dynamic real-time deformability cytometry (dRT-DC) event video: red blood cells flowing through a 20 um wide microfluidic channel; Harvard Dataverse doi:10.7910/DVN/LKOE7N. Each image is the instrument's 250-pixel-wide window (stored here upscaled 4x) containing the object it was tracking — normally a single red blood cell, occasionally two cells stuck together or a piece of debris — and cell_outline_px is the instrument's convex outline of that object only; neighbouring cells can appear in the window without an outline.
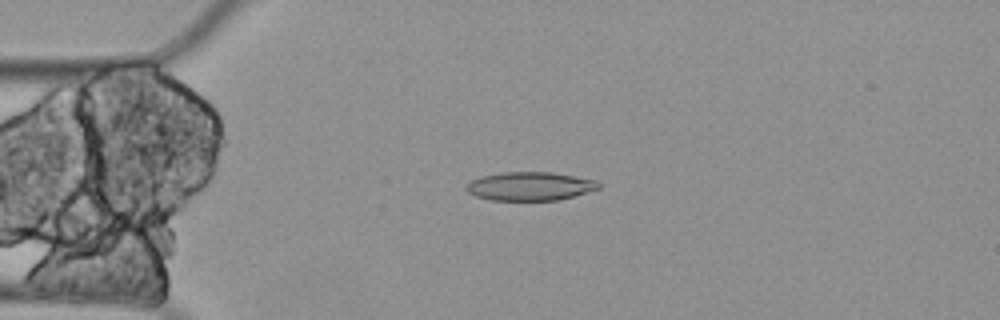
{"species": "Egyptian fruit bat (a non-hibernating species)", "species_latin": "Rousettus aegyptiacus", "temperature_condition": "cold", "stored_images_in_passage": 7, "camera_frame_rate_fps": 3000, "um_per_image_px": 0.085, "animal": {"sex": "female"}, "frame": {"image": 1, "passage_image": 4, "time_ms": 1.0, "image_size_px": [1000, 320], "cell_outline_px": [[600, 188], [560, 200], [492, 200], [476, 196], [468, 192], [464, 188], [472, 180], [484, 176], [500, 172], [552, 172], [596, 180], [600, 184]], "centroid_in_image_um": [45.06, 15.83], "position_along_channel_um": 39.9, "area_um2": 21.91}}
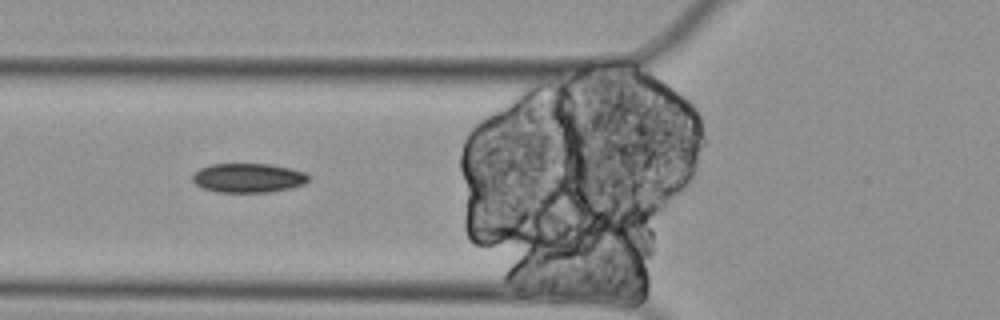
{"frame": {"image": 2, "passage_image": 6, "time_ms": 1.667, "image_size_px": [1000, 320], "cell_outline_px": [[308, 180], [304, 184], [292, 188], [272, 192], [216, 192], [200, 188], [192, 180], [192, 172], [200, 168], [212, 164], [272, 164], [304, 172], [308, 176]], "centroid_in_image_um": [21.06, 15.13], "position_along_channel_um": 104.7, "area_um2": 19.94}}
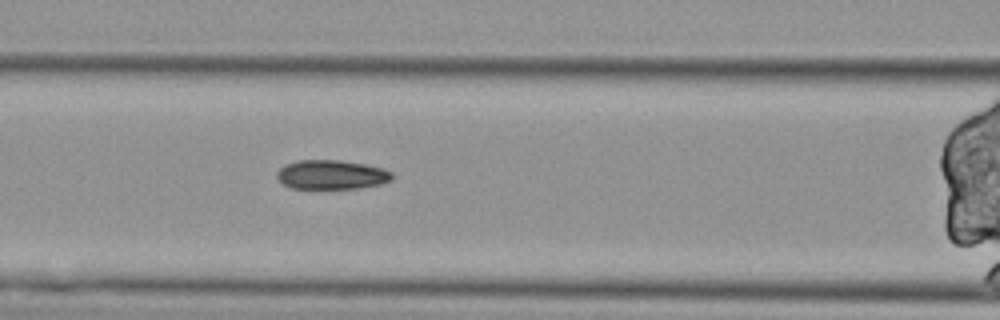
{"frame": {"image": 3, "passage_image": 7, "time_ms": 2.0, "image_size_px": [1000, 320], "cell_outline_px": [[392, 180], [380, 184], [356, 188], [292, 188], [280, 184], [276, 176], [276, 172], [284, 164], [296, 160], [340, 160], [364, 164], [384, 168], [392, 172]], "centroid_in_image_um": [28.13, 14.84], "position_along_channel_um": 138.5, "area_um2": 19.77}}